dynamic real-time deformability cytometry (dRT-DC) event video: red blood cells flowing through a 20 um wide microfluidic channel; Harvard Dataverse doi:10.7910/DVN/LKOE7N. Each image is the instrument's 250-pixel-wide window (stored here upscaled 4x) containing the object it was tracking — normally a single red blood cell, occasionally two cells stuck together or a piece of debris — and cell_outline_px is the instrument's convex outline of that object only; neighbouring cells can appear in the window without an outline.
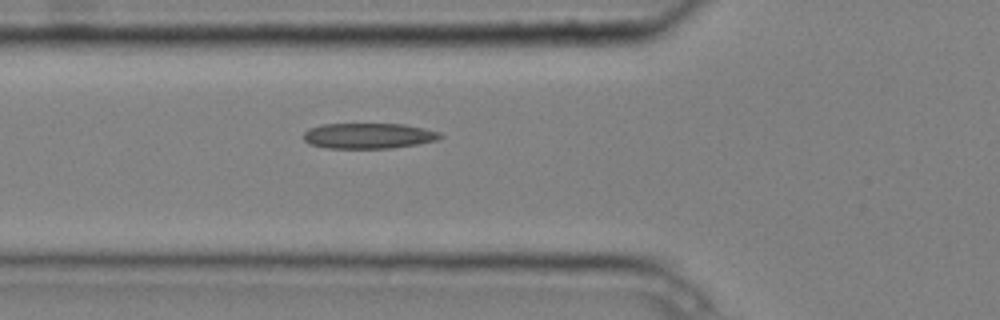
{"species": "common noctule bat (a hibernating species)", "species_latin": "Nyctalus noctula", "temperature_condition": "cold", "stored_images_in_passage": 6, "camera_frame_rate_fps": 3000, "um_per_image_px": 0.085, "animal": {"sex": "male", "body_mass_g": 20.4}, "frame": {"image": 1, "passage_image": 6, "time_ms": 1.667, "image_size_px": [1000, 320], "cell_outline_px": [[444, 136], [436, 140], [416, 144], [392, 148], [328, 148], [308, 144], [304, 140], [304, 132], [312, 128], [324, 124], [404, 124], [440, 132]], "centroid_in_image_um": [31.33, 11.55], "position_along_channel_um": 94.5, "area_um2": 20.17}}